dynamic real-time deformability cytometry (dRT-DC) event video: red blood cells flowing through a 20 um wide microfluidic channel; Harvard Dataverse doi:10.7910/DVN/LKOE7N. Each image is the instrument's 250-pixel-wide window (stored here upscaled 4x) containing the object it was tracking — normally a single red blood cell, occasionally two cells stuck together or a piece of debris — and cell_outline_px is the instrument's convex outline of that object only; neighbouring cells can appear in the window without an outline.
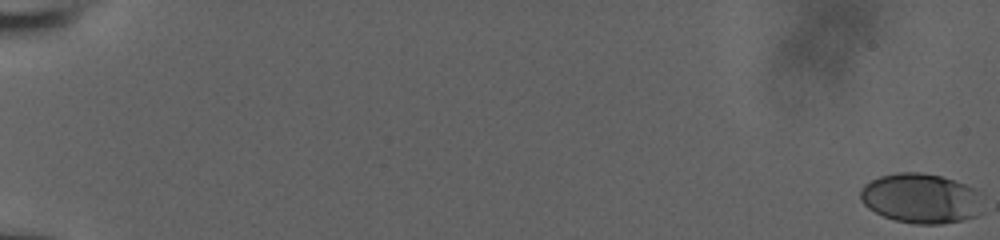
{"species": "human", "species_latin": "Homo sapiens", "temperature_condition": "room temperature", "stored_images_in_passage": 39, "camera_frame_rate_fps": 3000, "um_per_image_px": 0.085, "donor": {"sex": "male"}, "frame": {"image": 1, "passage_image": 1, "time_ms": 0.0, "image_size_px": [1000, 240], "cell_outline_px": [[984, 212], [976, 216], [964, 220], [940, 224], [916, 224], [896, 220], [884, 216], [868, 208], [860, 200], [860, 188], [864, 184], [880, 176], [896, 172], [920, 172], [940, 176], [956, 180], [976, 188], [980, 192]], "centroid_in_image_um": [78.33, 16.86], "position_along_channel_um": 6.7, "area_um2": 36.13}}
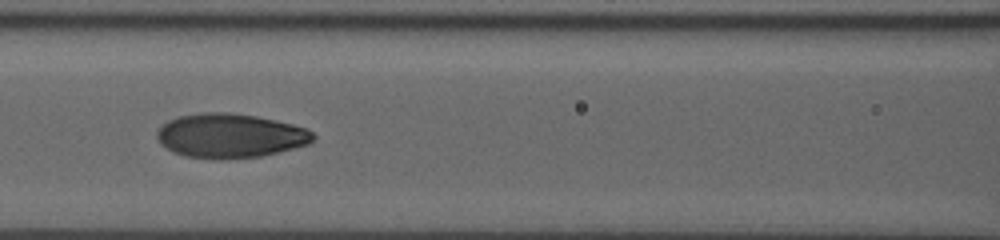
{"frame": {"image": 2, "passage_image": 28, "time_ms": 9.0, "image_size_px": [1000, 240], "cell_outline_px": [[316, 136], [308, 144], [260, 156], [224, 160], [212, 160], [184, 156], [172, 152], [160, 144], [156, 136], [156, 132], [168, 120], [176, 116], [200, 112], [232, 112], [256, 116], [276, 120], [308, 128]], "centroid_in_image_um": [19.52, 11.54], "position_along_channel_um": 147.1, "area_um2": 40.75}}
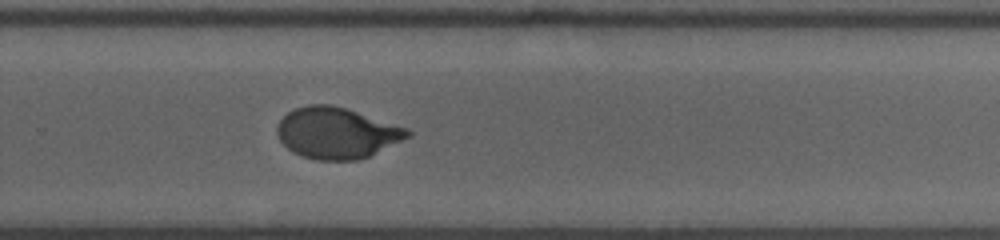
{"frame": {"image": 3, "passage_image": 39, "time_ms": 12.667, "image_size_px": [1000, 240], "cell_outline_px": [[412, 136], [368, 156], [356, 160], [316, 160], [292, 152], [280, 140], [276, 132], [276, 128], [280, 120], [292, 108], [308, 104], [332, 104], [408, 128], [412, 132]], "centroid_in_image_um": [28.61, 11.29], "position_along_channel_um": 301.2, "area_um2": 38.78}}